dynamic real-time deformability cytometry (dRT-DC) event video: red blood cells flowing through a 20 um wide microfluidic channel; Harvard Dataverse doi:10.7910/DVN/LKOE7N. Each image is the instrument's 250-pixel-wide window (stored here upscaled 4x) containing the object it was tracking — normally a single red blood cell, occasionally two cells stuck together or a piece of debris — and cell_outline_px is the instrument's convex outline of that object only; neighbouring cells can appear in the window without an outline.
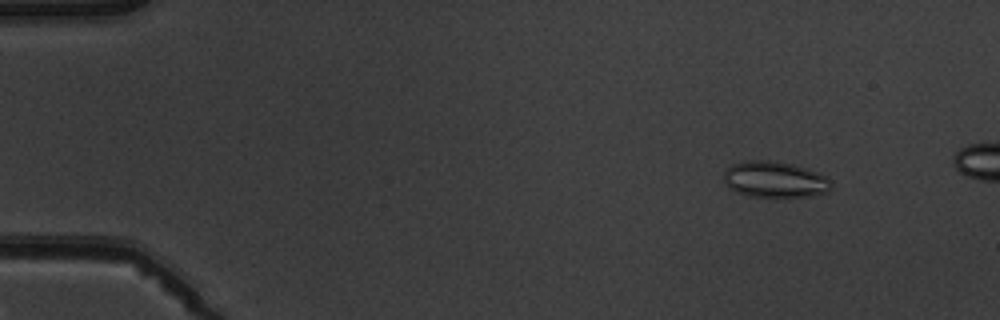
{"species": "common noctule bat (a hibernating species)", "species_latin": "Nyctalus noctula", "temperature_condition": "warm", "stored_images_in_passage": 5, "camera_frame_rate_fps": 3000, "um_per_image_px": 0.085, "animal": {"sex": "male", "body_mass_g": 19.5, "forearm_length_mm": 54.6}, "frame": {"image": 1, "passage_image": 2, "time_ms": 2.0, "image_size_px": [1000, 320], "cell_outline_px": [[832, 188], [828, 192], [812, 196], [748, 196], [736, 192], [728, 188], [724, 184], [724, 172], [732, 164], [744, 160], [768, 160], [792, 164], [816, 172], [832, 180]], "centroid_in_image_um": [65.84, 15.26], "position_along_channel_um": 19.2, "area_um2": 22.66}}